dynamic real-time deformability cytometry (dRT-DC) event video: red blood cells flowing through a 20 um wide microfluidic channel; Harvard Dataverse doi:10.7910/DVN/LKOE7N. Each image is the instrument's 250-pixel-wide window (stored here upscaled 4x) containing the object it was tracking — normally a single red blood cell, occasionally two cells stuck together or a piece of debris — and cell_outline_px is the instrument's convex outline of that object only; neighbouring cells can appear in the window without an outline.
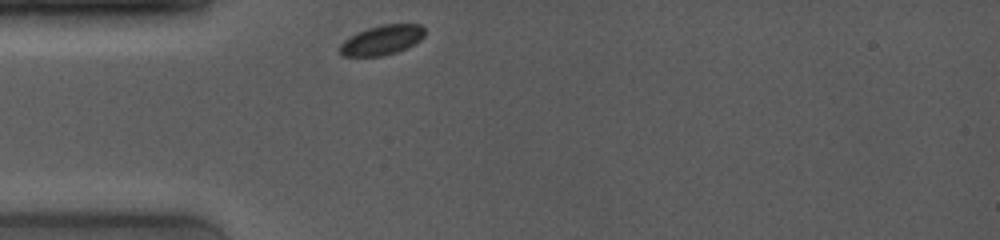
{"species": "common noctule bat (a hibernating species)", "species_latin": "Nyctalus noctula", "temperature_condition": "room temperature", "stored_images_in_passage": 17, "camera_frame_rate_fps": 4000, "um_per_image_px": 0.085, "animal": {"sex": "female", "body_mass_g": 19.0, "forearm_length_mm": 53.3}, "frame": {"image": 1, "passage_image": 1, "time_ms": 0.0, "image_size_px": [1000, 240], "cell_outline_px": [[424, 36], [420, 40], [408, 48], [384, 56], [344, 56], [340, 52], [340, 44], [344, 40], [356, 32], [368, 28], [384, 24], [420, 24], [424, 28]], "centroid_in_image_um": [32.47, 3.4], "position_along_channel_um": 52.5, "area_um2": 14.74}}
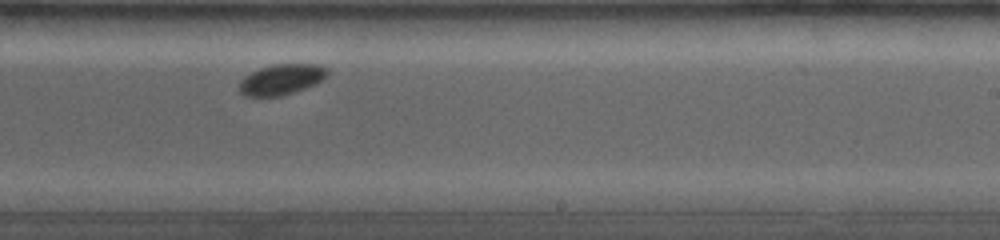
{"frame": {"image": 2, "passage_image": 10, "time_ms": 5.75, "image_size_px": [1000, 240], "cell_outline_px": [[328, 72], [324, 80], [316, 84], [280, 96], [244, 96], [240, 92], [240, 80], [244, 76], [260, 68], [272, 64], [320, 64], [328, 68]], "centroid_in_image_um": [23.95, 6.74], "position_along_channel_um": 265.1, "area_um2": 15.72}}
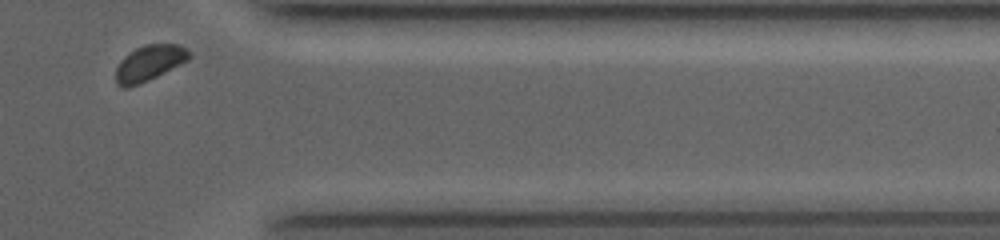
{"frame": {"image": 3, "passage_image": 16, "time_ms": 9.25, "image_size_px": [1000, 240], "cell_outline_px": [[192, 56], [188, 60], [140, 84], [128, 88], [124, 88], [116, 84], [116, 68], [120, 60], [128, 52], [144, 44], [180, 44], [188, 48]], "centroid_in_image_um": [12.68, 5.34], "position_along_channel_um": 398.7, "area_um2": 15.37}}